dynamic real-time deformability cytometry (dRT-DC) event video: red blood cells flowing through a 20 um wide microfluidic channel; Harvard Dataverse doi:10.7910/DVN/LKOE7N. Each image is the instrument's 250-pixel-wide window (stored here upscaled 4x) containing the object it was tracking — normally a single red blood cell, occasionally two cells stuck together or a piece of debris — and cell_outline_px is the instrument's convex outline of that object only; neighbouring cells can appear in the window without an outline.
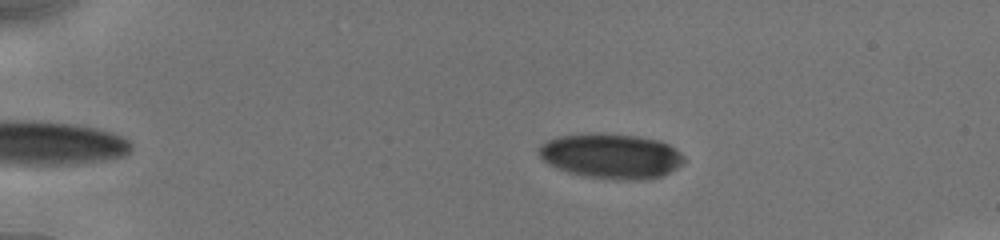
{"species": "human", "species_latin": "Homo sapiens", "temperature_condition": "cold", "stored_images_in_passage": 62, "camera_frame_rate_fps": 3000, "um_per_image_px": 0.085, "donor": {"sex": "male"}, "frame": {"image": 1, "passage_image": 4, "time_ms": 0.667, "image_size_px": [1000, 240], "cell_outline_px": [[684, 160], [676, 168], [664, 176], [640, 180], [616, 180], [584, 176], [568, 172], [556, 168], [548, 164], [540, 156], [540, 144], [556, 136], [636, 136], [660, 140], [676, 148], [684, 156]], "centroid_in_image_um": [51.99, 13.32], "position_along_channel_um": 33.0, "area_um2": 37.17}}
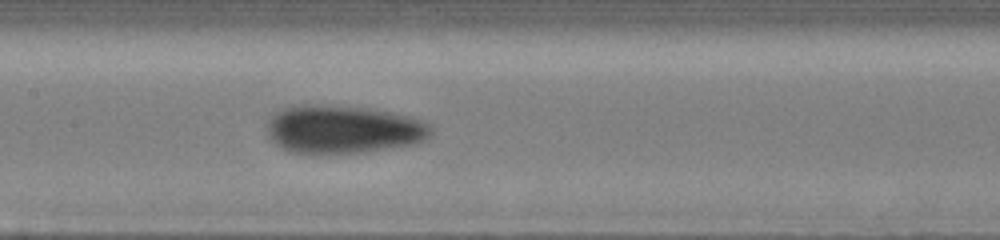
{"frame": {"image": 2, "passage_image": 30, "time_ms": 6.333, "image_size_px": [1000, 240], "cell_outline_px": [[432, 132], [424, 140], [412, 144], [368, 152], [316, 156], [288, 152], [280, 148], [268, 136], [268, 120], [276, 112], [284, 108], [296, 104], [320, 104], [368, 108], [392, 112], [408, 116], [432, 124]], "centroid_in_image_um": [29.12, 11.02], "position_along_channel_um": 178.3, "area_um2": 47.11}}
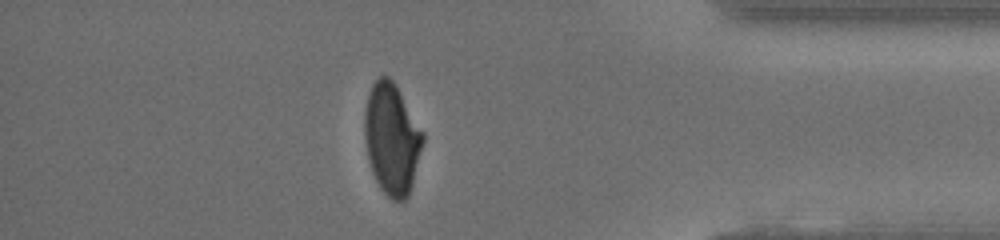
{"frame": {"image": 3, "passage_image": 52, "time_ms": 12.667, "image_size_px": [1000, 240], "cell_outline_px": [[424, 140], [412, 184], [408, 196], [404, 200], [392, 200], [380, 188], [372, 172], [368, 160], [364, 140], [364, 112], [368, 96], [372, 84], [380, 76], [388, 76], [396, 84], [424, 132]], "centroid_in_image_um": [33.3, 11.79], "position_along_channel_um": 401.9, "area_um2": 37.86}, "authors_computed_cell_mechanics": {"area_um2": 40.8646, "velocity_mm_per_s": 3.921, "shape_relaxation_time_tau1_ms": 5.096, "shape_relaxation_time_tau2_ms": 1.5668, "deformation_change_tau1": 0.1426, "deformation_change_tau2": 0.0595}}